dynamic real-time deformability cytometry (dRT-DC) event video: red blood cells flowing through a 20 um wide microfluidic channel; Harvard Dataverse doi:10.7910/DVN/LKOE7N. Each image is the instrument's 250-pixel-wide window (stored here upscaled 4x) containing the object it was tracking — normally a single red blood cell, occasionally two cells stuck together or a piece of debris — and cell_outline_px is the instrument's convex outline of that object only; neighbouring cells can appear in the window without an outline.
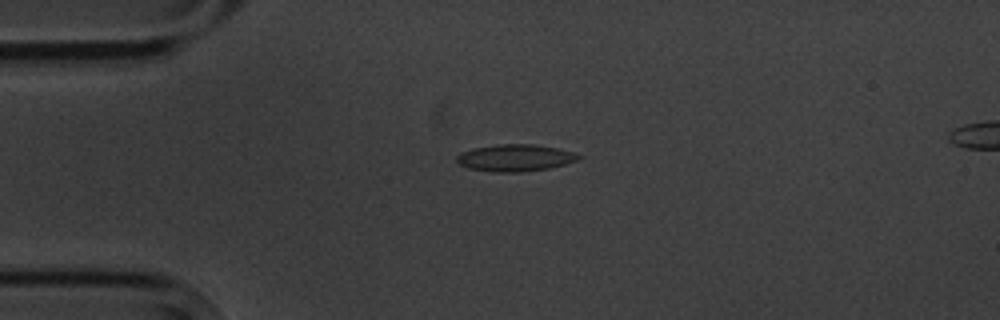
{"species": "common noctule bat (a hibernating species)", "species_latin": "Nyctalus noctula", "temperature_condition": "cold", "stored_images_in_passage": 14, "segment_of_instrument_passage": [1, 2], "camera_frame_rate_fps": 3000, "um_per_image_px": 0.085, "animal": {"sex": "male", "body_mass_g": 20.1, "forearm_length_mm": 53.5}, "frame": {"image": 1, "passage_image": 2, "time_ms": 1.0, "image_size_px": [1000, 320], "cell_outline_px": [[580, 156], [576, 160], [564, 164], [548, 168], [520, 172], [496, 172], [468, 168], [460, 164], [456, 160], [456, 156], [460, 152], [476, 148], [496, 144], [536, 144], [560, 148], [572, 152]], "centroid_in_image_um": [43.76, 13.4], "position_along_channel_um": 41.2, "area_um2": 18.96}}
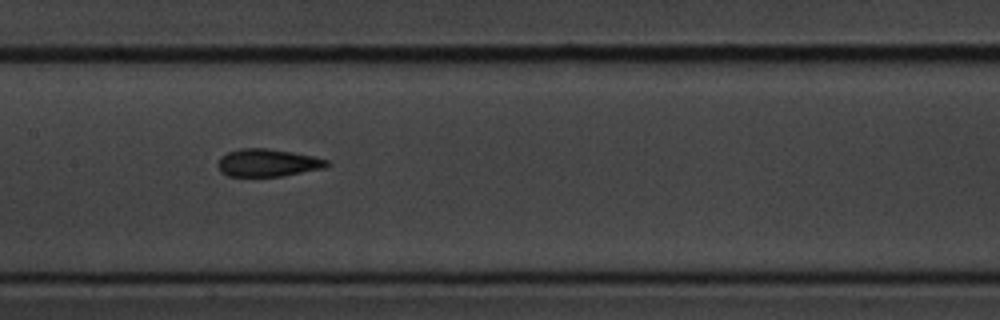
{"frame": {"image": 2, "passage_image": 6, "time_ms": 5.667, "image_size_px": [1000, 320], "cell_outline_px": [[332, 164], [324, 168], [284, 176], [228, 176], [220, 172], [216, 164], [220, 156], [228, 152], [240, 148], [268, 148], [292, 152], [312, 156], [328, 160]], "centroid_in_image_um": [22.74, 13.84], "position_along_channel_um": 184.7, "area_um2": 17.74}}
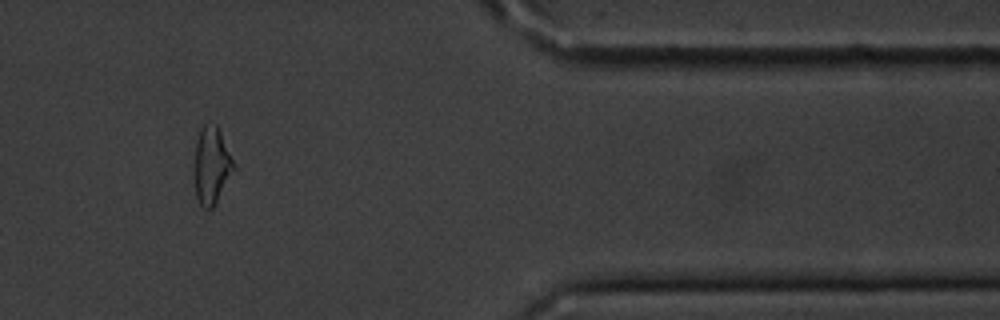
{"frame": {"image": 3, "passage_image": 11, "time_ms": 12.333, "image_size_px": [1000, 320], "cell_outline_px": [[236, 168], [212, 208], [204, 208], [200, 204], [196, 196], [192, 172], [192, 168], [196, 140], [200, 128], [204, 124], [216, 124], [220, 132]], "centroid_in_image_um": [17.93, 14.06], "position_along_channel_um": 393.5, "area_um2": 17.92}}